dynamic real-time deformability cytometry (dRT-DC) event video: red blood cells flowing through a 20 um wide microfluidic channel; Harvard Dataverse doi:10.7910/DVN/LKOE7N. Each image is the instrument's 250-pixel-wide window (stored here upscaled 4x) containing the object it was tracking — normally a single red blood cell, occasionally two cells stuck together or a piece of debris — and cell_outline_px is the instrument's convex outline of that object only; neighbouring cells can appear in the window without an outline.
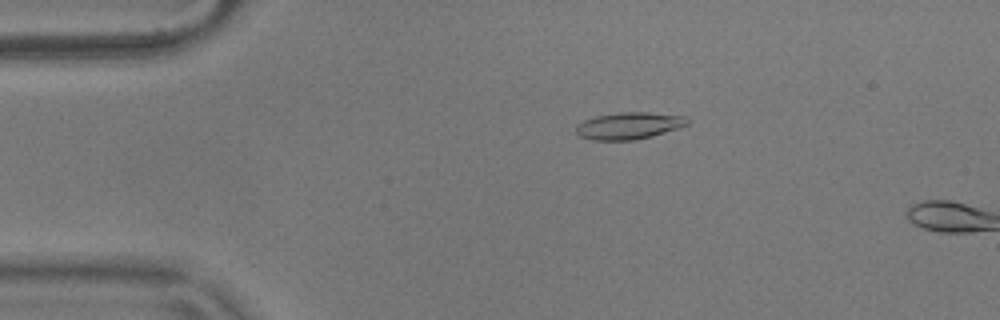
{"species": "common noctule bat (a hibernating species)", "species_latin": "Nyctalus noctula", "temperature_condition": "warm", "stored_images_in_passage": 6, "camera_frame_rate_fps": 3000, "um_per_image_px": 0.085, "animal": {"sex": "male", "body_mass_g": 17.9}, "frame": {"image": 1, "passage_image": 4, "time_ms": 1.0, "image_size_px": [1000, 320], "cell_outline_px": [[688, 124], [680, 128], [652, 136], [632, 140], [592, 140], [580, 136], [576, 132], [576, 124], [584, 120], [596, 116], [620, 112], [648, 112], [684, 116], [688, 120]], "centroid_in_image_um": [53.45, 10.68], "position_along_channel_um": 31.5, "area_um2": 17.46}}